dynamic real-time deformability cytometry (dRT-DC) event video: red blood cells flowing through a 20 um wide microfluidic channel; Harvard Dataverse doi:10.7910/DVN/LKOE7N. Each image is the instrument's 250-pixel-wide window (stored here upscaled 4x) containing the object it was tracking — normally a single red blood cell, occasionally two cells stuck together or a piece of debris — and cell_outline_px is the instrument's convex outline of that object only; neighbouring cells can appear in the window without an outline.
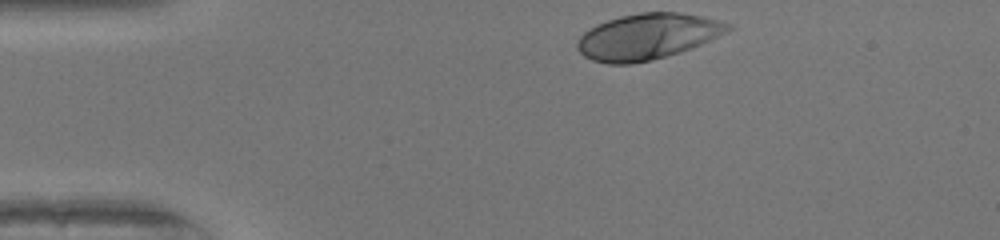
{"species": "human", "species_latin": "Homo sapiens", "temperature_condition": "warm", "stored_images_in_passage": 32, "camera_frame_rate_fps": 3000, "um_per_image_px": 0.085, "donor": {"sex": "female"}, "frame": {"image": 1, "passage_image": 1, "time_ms": 0.0, "image_size_px": [1000, 240], "cell_outline_px": [[732, 28], [728, 32], [700, 44], [680, 52], [652, 60], [632, 64], [608, 64], [592, 60], [584, 56], [576, 48], [576, 40], [588, 28], [596, 24], [620, 16], [640, 12], [680, 12], [700, 16], [732, 24]], "centroid_in_image_um": [55.0, 3.11], "position_along_channel_um": 30.0, "area_um2": 40.34}}
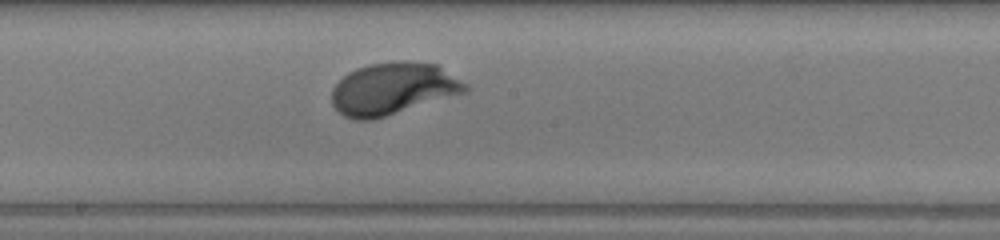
{"frame": {"image": 2, "passage_image": 19, "time_ms": 6.0, "image_size_px": [1000, 240], "cell_outline_px": [[472, 88], [468, 92], [372, 120], [356, 120], [344, 116], [332, 104], [332, 88], [348, 72], [356, 68], [372, 64], [436, 64], [468, 84]], "centroid_in_image_um": [33.42, 7.59], "position_along_channel_um": 214.8, "area_um2": 39.65}}
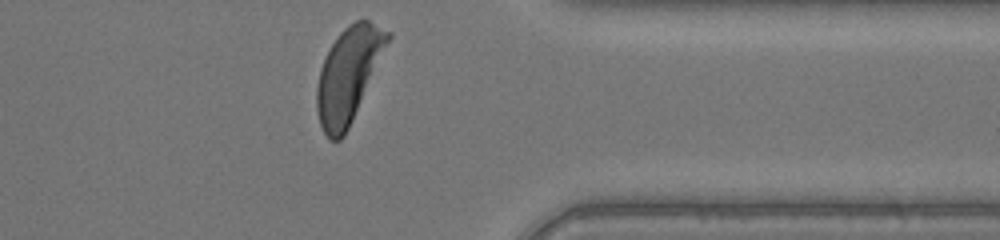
{"frame": {"image": 3, "passage_image": 32, "time_ms": 10.333, "image_size_px": [1000, 240], "cell_outline_px": [[392, 36], [352, 120], [344, 136], [340, 140], [328, 140], [320, 124], [316, 108], [316, 88], [320, 68], [336, 36], [348, 24], [356, 20], [368, 20], [392, 32]], "centroid_in_image_um": [29.61, 6.33], "position_along_channel_um": 381.8, "area_um2": 38.67}, "authors_computed_cell_mechanics": {"area_um2": 39.2751, "velocity_mm_per_s": 4.0858, "shape_relaxation_time_tau1_ms": 1.9661, "shape_relaxation_time_tau2_ms": null, "deformation_change_tau1": 0.1819, "deformation_change_tau2": null}}